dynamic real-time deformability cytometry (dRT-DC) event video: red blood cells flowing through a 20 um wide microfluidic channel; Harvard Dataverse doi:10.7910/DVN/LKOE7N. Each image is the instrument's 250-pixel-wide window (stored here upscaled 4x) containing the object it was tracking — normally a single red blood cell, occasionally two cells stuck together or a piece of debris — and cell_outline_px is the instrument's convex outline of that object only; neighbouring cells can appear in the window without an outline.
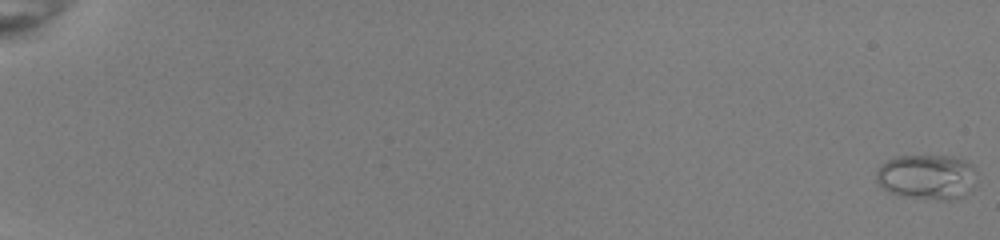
{"species": "common noctule bat (a hibernating species)", "species_latin": "Nyctalus noctula", "temperature_condition": "room temperature", "stored_images_in_passage": 54, "camera_frame_rate_fps": 3000, "um_per_image_px": 0.085, "animal": {"sex": "female", "body_mass_g": 22.0, "forearm_length_mm": 56.7}, "frame": {"image": 1, "passage_image": 1, "time_ms": 0.0, "image_size_px": [1000, 240], "cell_outline_px": [[976, 184], [964, 196], [956, 200], [936, 200], [900, 196], [888, 192], [876, 180], [876, 172], [880, 164], [896, 156], [952, 156], [964, 160], [972, 164], [976, 172]], "centroid_in_image_um": [78.82, 15.05], "position_along_channel_um": 6.2, "area_um2": 26.88}}
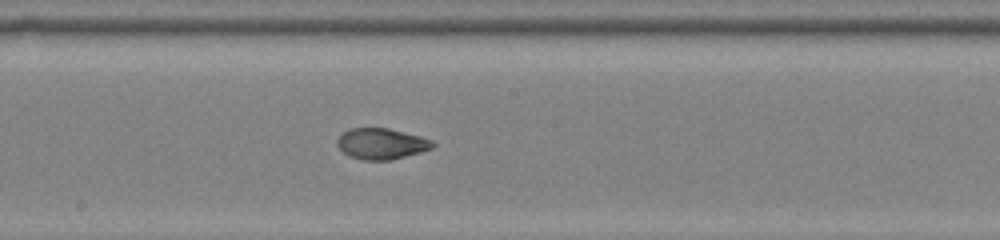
{"frame": {"image": 2, "passage_image": 33, "time_ms": 10.667, "image_size_px": [1000, 240], "cell_outline_px": [[436, 144], [432, 148], [420, 152], [392, 160], [364, 160], [348, 156], [336, 144], [336, 140], [348, 128], [388, 128], [420, 136], [432, 140]], "centroid_in_image_um": [32.42, 12.22], "position_along_channel_um": 215.8, "area_um2": 17.22}}
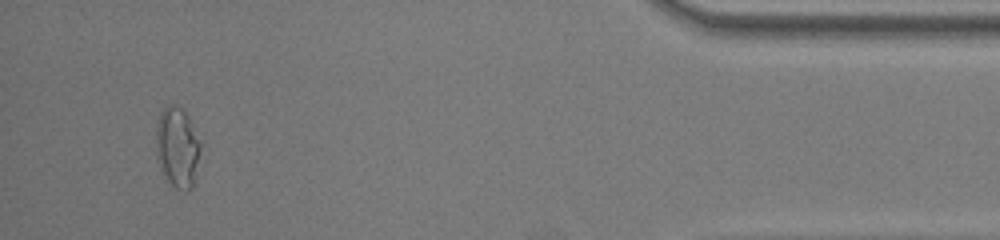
{"frame": {"image": 3, "passage_image": 52, "time_ms": 17.0, "image_size_px": [1000, 240], "cell_outline_px": [[200, 148], [196, 180], [192, 188], [188, 192], [176, 188], [168, 180], [160, 168], [156, 148], [156, 124], [160, 112], [168, 104], [172, 104], [180, 108], [188, 116], [200, 140]], "centroid_in_image_um": [15.09, 12.54], "position_along_channel_um": 420.1, "area_um2": 20.92}, "authors_computed_cell_mechanics": {"area_um2": 17.9758, "velocity_mm_per_s": 4.0067, "shape_relaxation_time_tau1_ms": 10.6077, "shape_relaxation_time_tau2_ms": 0.8592, "deformation_change_tau1": 0.2737, "deformation_change_tau2": 0.0421}}